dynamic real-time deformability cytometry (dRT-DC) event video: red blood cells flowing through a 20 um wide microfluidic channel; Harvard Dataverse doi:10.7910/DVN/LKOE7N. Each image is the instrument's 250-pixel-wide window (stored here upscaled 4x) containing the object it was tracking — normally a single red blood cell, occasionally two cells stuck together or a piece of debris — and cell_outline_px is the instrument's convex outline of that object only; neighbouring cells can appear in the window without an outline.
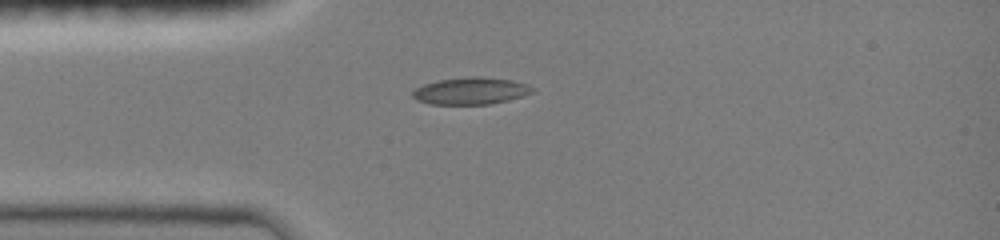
{"species": "common noctule bat (a hibernating species)", "species_latin": "Nyctalus noctula", "temperature_condition": "room temperature", "stored_images_in_passage": 36, "camera_frame_rate_fps": 3000, "um_per_image_px": 0.085, "animal": {"sex": "female", "body_mass_g": 19.0, "forearm_length_mm": 51.5}, "frame": {"image": 1, "passage_image": 1, "time_ms": 0.0, "image_size_px": [1000, 240], "cell_outline_px": [[536, 92], [508, 100], [488, 104], [432, 104], [416, 100], [412, 96], [412, 92], [416, 88], [424, 84], [440, 80], [468, 76], [480, 76], [512, 80], [528, 84], [536, 88]], "centroid_in_image_um": [40.07, 7.72], "position_along_channel_um": 44.9, "area_um2": 18.96}}
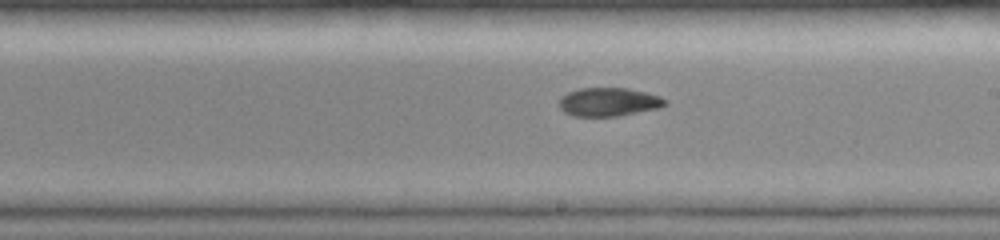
{"frame": {"image": 2, "passage_image": 16, "time_ms": 5.0, "image_size_px": [1000, 240], "cell_outline_px": [[668, 104], [660, 108], [616, 116], [572, 116], [564, 112], [560, 108], [560, 100], [568, 92], [580, 88], [628, 88], [660, 96], [668, 100]], "centroid_in_image_um": [51.78, 8.67], "position_along_channel_um": 237.2, "area_um2": 17.57}}
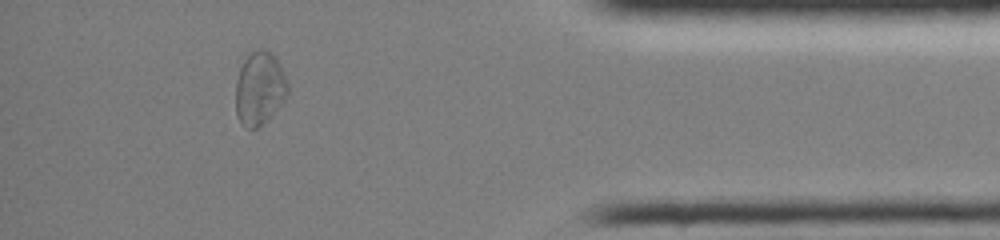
{"frame": {"image": 3, "passage_image": 31, "time_ms": 10.0, "image_size_px": [1000, 240], "cell_outline_px": [[288, 96], [256, 128], [244, 128], [240, 124], [236, 112], [236, 80], [240, 68], [244, 60], [256, 48], [264, 48], [272, 52], [280, 64], [288, 80]], "centroid_in_image_um": [22.06, 7.46], "position_along_channel_um": 413.1, "area_um2": 22.2}, "authors_computed_cell_mechanics": {"area_um2": 18.5538, "velocity_mm_per_s": 4.0599, "shape_relaxation_time_tau1_ms": null, "shape_relaxation_time_tau2_ms": 3.5889, "deformation_change_tau1": null, "deformation_change_tau2": 0.0707}}